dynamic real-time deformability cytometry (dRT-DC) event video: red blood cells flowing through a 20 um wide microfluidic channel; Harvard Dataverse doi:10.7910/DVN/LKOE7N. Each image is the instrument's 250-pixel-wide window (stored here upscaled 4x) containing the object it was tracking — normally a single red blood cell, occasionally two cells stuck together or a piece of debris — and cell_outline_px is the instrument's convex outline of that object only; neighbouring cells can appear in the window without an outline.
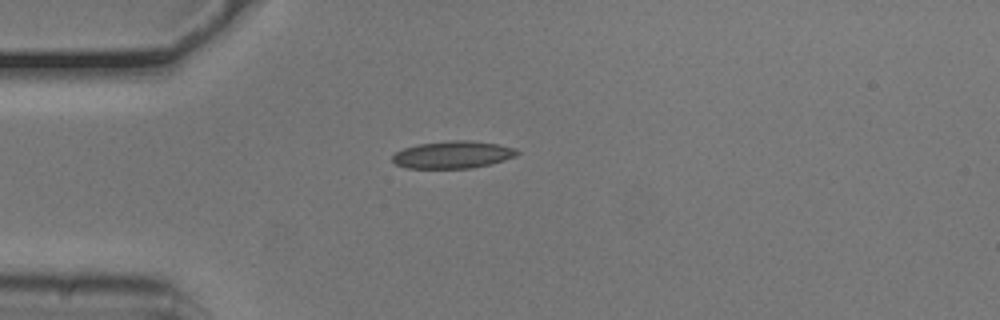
{"species": "common noctule bat (a hibernating species)", "species_latin": "Nyctalus noctula", "temperature_condition": "cold", "stored_images_in_passage": 40, "camera_frame_rate_fps": 3000, "um_per_image_px": 0.085, "animal": {"sex": "male", "body_mass_g": 20.5, "forearm_length_mm": 52.5}, "frame": {"image": 1, "passage_image": 1, "time_ms": 0.0, "image_size_px": [1000, 320], "cell_outline_px": [[520, 152], [516, 156], [504, 160], [472, 168], [404, 168], [396, 164], [392, 160], [392, 156], [396, 152], [404, 148], [416, 144], [452, 140], [472, 140], [496, 144], [516, 148]], "centroid_in_image_um": [38.48, 13.14], "position_along_channel_um": 46.5, "area_um2": 19.88}}
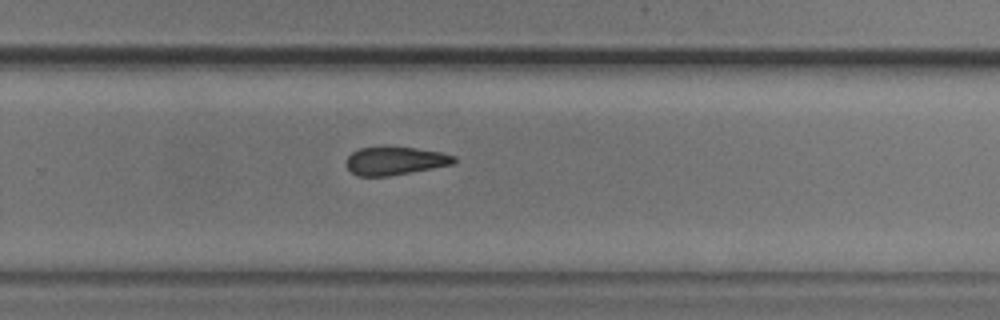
{"frame": {"image": 2, "passage_image": 22, "time_ms": 7.0, "image_size_px": [1000, 320], "cell_outline_px": [[456, 160], [452, 164], [388, 176], [356, 176], [348, 168], [348, 156], [352, 152], [360, 148], [388, 144], [416, 148], [440, 152], [456, 156]], "centroid_in_image_um": [33.56, 13.63], "position_along_channel_um": 296.2, "area_um2": 17.92}}
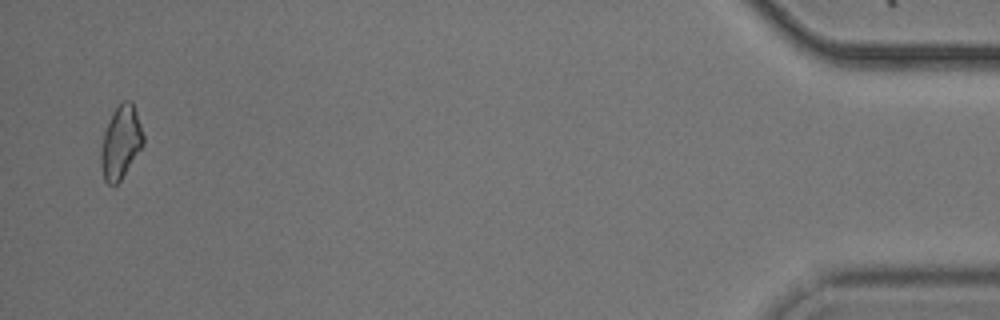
{"frame": {"image": 3, "passage_image": 39, "time_ms": 12.667, "image_size_px": [1000, 320], "cell_outline_px": [[144, 144], [120, 180], [116, 184], [108, 184], [104, 180], [100, 164], [100, 152], [104, 132], [108, 120], [112, 112], [124, 100], [132, 100], [144, 136]], "centroid_in_image_um": [10.25, 12.08], "position_along_channel_um": 424.9, "area_um2": 17.92}, "authors_computed_cell_mechanics": {"area_um2": 18.3226, "velocity_mm_per_s": 3.7742, "shape_relaxation_time_tau1_ms": null, "shape_relaxation_time_tau2_ms": 7.3123, "deformation_change_tau1": null, "deformation_change_tau2": 0.1503}}